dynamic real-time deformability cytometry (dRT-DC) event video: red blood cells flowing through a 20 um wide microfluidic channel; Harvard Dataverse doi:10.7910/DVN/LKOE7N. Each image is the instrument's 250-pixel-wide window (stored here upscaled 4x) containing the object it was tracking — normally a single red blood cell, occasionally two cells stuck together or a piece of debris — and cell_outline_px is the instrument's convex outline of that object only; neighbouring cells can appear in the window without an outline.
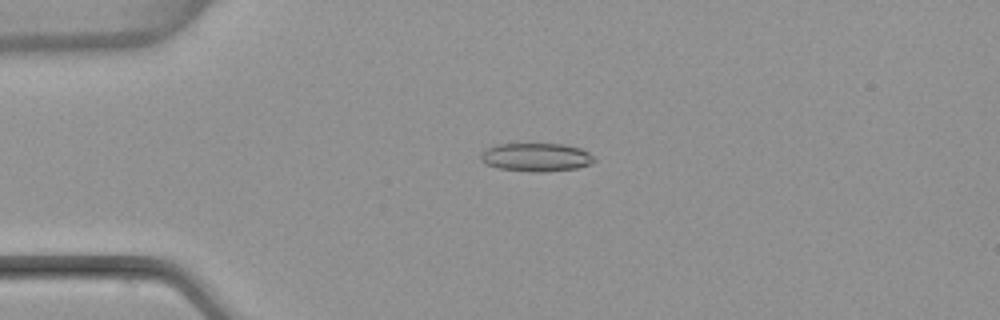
{"species": "common noctule bat (a hibernating species)", "species_latin": "Nyctalus noctula", "temperature_condition": "warm", "stored_images_in_passage": 52, "camera_frame_rate_fps": 3000, "um_per_image_px": 0.085, "animal": {"sex": "female", "body_mass_g": 22.7, "forearm_length_mm": 54.2}, "frame": {"image": 1, "passage_image": 13, "time_ms": 4.0, "image_size_px": [1000, 320], "cell_outline_px": [[596, 160], [588, 164], [576, 168], [544, 172], [532, 172], [500, 168], [484, 164], [480, 160], [480, 152], [496, 144], [564, 144], [580, 148], [588, 152]], "centroid_in_image_um": [45.53, 13.36], "position_along_channel_um": 39.5, "area_um2": 18.73}}
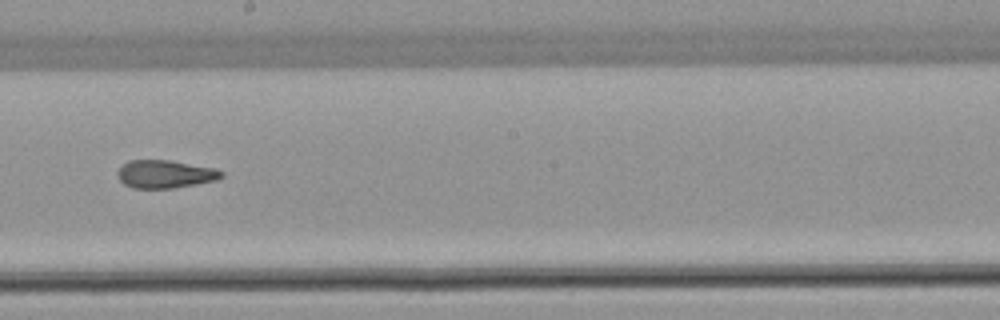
{"frame": {"image": 2, "passage_image": 30, "time_ms": 9.667, "image_size_px": [1000, 320], "cell_outline_px": [[224, 176], [216, 180], [196, 184], [172, 188], [132, 188], [124, 184], [120, 180], [116, 172], [128, 160], [172, 160], [216, 168], [224, 172]], "centroid_in_image_um": [14.06, 14.79], "position_along_channel_um": 234.1, "area_um2": 17.05}}
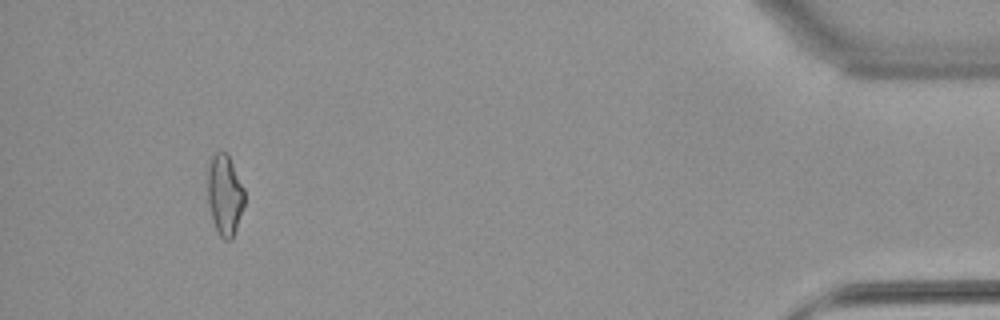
{"frame": {"image": 3, "passage_image": 49, "time_ms": 16.0, "image_size_px": [1000, 320], "cell_outline_px": [[244, 204], [232, 240], [224, 240], [216, 232], [212, 220], [208, 204], [208, 168], [212, 156], [216, 152], [224, 152], [228, 156], [244, 188]], "centroid_in_image_um": [19.09, 16.62], "position_along_channel_um": 416.1, "area_um2": 17.17}, "authors_computed_cell_mechanics": {"area_um2": 17.8024, "velocity_mm_per_s": 3.9647, "shape_relaxation_time_tau1_ms": null, "shape_relaxation_time_tau2_ms": 3.3041, "deformation_change_tau1": null, "deformation_change_tau2": 0.1266}}